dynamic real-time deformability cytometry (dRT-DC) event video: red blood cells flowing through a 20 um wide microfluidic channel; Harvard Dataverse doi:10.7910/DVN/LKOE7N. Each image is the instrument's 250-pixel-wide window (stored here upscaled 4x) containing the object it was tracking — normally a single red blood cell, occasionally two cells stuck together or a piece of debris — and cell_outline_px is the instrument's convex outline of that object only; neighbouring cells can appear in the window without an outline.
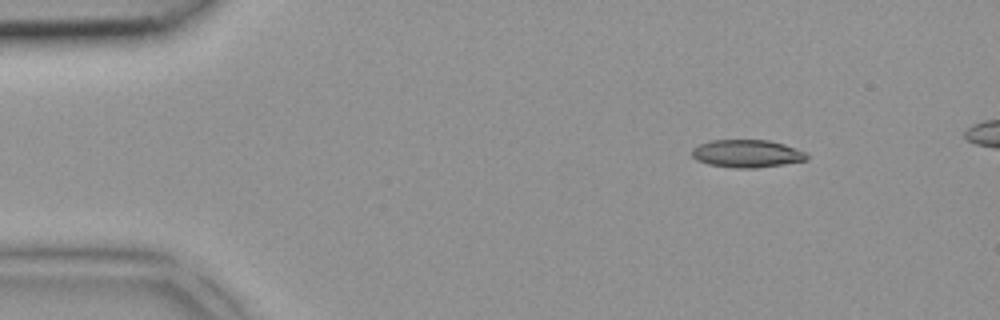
{"species": "common noctule bat (a hibernating species)", "species_latin": "Nyctalus noctula", "temperature_condition": "room temperature", "stored_images_in_passage": 4, "camera_frame_rate_fps": 3000, "um_per_image_px": 0.085, "animal": {"sex": "female", "body_mass_g": 18.4}, "frame": {"image": 1, "passage_image": 1, "time_ms": 0.0, "image_size_px": [1000, 320], "cell_outline_px": [[808, 160], [784, 164], [756, 168], [736, 168], [708, 164], [696, 160], [692, 156], [692, 148], [700, 144], [712, 140], [768, 140], [784, 144], [808, 152]], "centroid_in_image_um": [63.52, 13.06], "position_along_channel_um": 21.5, "area_um2": 18.67}}